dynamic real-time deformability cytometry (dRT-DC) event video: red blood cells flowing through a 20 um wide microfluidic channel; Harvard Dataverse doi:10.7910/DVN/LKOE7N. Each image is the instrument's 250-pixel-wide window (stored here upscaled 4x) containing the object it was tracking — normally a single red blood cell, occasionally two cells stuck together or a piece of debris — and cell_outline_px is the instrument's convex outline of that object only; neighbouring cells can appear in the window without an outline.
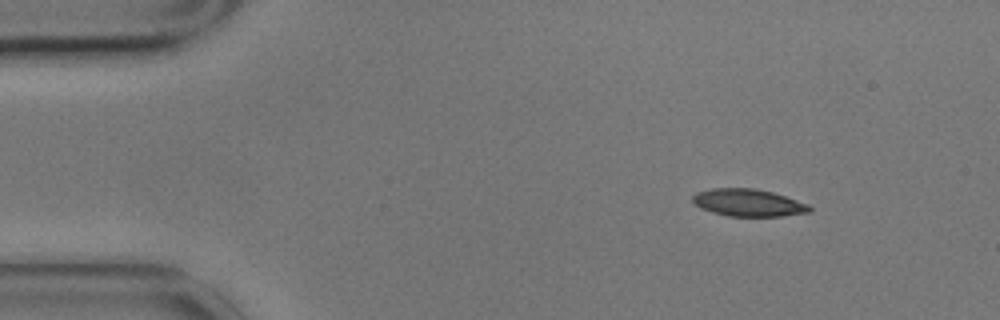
{"species": "common noctule bat (a hibernating species)", "species_latin": "Nyctalus noctula", "temperature_condition": "cold", "stored_images_in_passage": 6, "camera_frame_rate_fps": 3000, "um_per_image_px": 0.085, "animal": {"sex": "male", "body_mass_g": 17.9}, "frame": {"image": 1, "passage_image": 1, "time_ms": 0.0, "image_size_px": [1000, 320], "cell_outline_px": [[812, 212], [780, 216], [728, 216], [712, 212], [700, 208], [692, 200], [692, 196], [696, 192], [712, 188], [752, 188], [772, 192], [808, 204], [812, 208]], "centroid_in_image_um": [63.59, 17.23], "position_along_channel_um": 21.4, "area_um2": 18.55}}
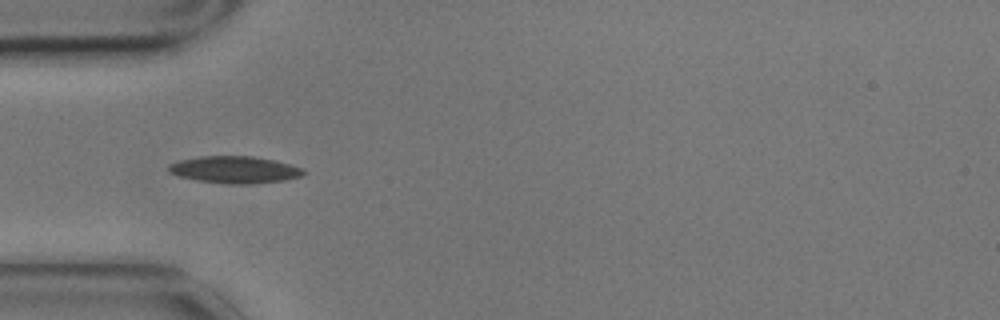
{"frame": {"image": 2, "passage_image": 4, "time_ms": 1.0, "image_size_px": [1000, 320], "cell_outline_px": [[308, 172], [304, 176], [284, 180], [248, 184], [232, 184], [196, 180], [180, 176], [168, 172], [168, 164], [180, 160], [200, 156], [252, 156], [276, 160], [304, 168]], "centroid_in_image_um": [20.0, 14.42], "position_along_channel_um": 65.0, "area_um2": 21.39}}